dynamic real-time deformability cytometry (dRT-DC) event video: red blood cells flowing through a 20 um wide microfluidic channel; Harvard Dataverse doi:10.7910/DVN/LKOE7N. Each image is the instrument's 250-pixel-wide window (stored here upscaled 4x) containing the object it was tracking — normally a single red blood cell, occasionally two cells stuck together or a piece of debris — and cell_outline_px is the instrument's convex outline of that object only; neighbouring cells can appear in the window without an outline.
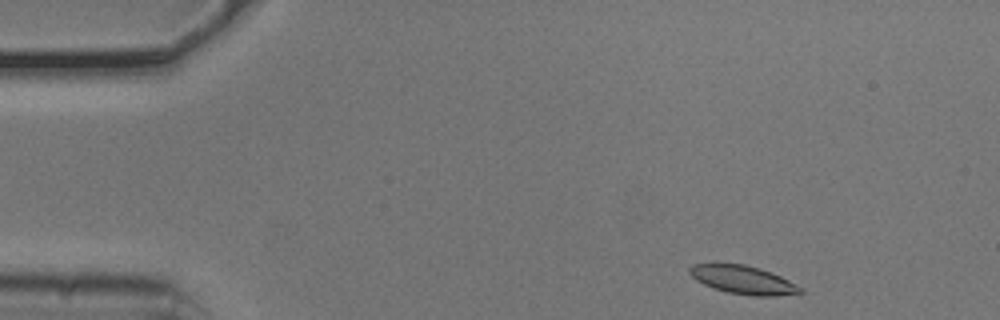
{"species": "common noctule bat (a hibernating species)", "species_latin": "Nyctalus noctula", "temperature_condition": "cold", "stored_images_in_passage": 48, "camera_frame_rate_fps": 3000, "um_per_image_px": 0.085, "animal": {"sex": "male", "body_mass_g": 20.5, "forearm_length_mm": 52.5}, "frame": {"image": 1, "passage_image": 1, "time_ms": 0.0, "image_size_px": [1000, 320], "cell_outline_px": [[804, 292], [776, 296], [752, 296], [728, 292], [712, 288], [696, 280], [688, 272], [688, 268], [692, 264], [744, 264], [760, 268], [772, 272], [804, 288]], "centroid_in_image_um": [63.18, 23.79], "position_along_channel_um": 21.8, "area_um2": 18.32}}
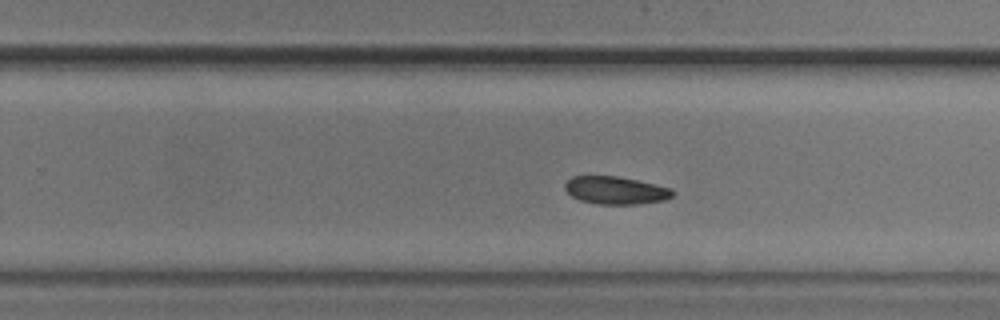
{"frame": {"image": 2, "passage_image": 28, "time_ms": 9.0, "image_size_px": [1000, 320], "cell_outline_px": [[676, 192], [672, 196], [664, 200], [636, 204], [596, 204], [580, 200], [572, 196], [564, 188], [564, 184], [572, 176], [616, 176], [636, 180], [672, 188]], "centroid_in_image_um": [52.33, 16.18], "position_along_channel_um": 277.5, "area_um2": 17.34}}
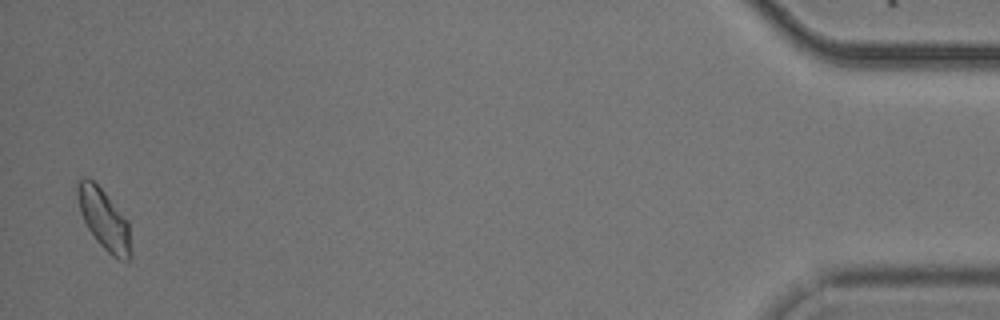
{"frame": {"image": 3, "passage_image": 47, "time_ms": 15.333, "image_size_px": [1000, 320], "cell_outline_px": [[132, 256], [128, 260], [120, 260], [112, 256], [96, 240], [88, 228], [80, 212], [76, 196], [76, 180], [84, 176], [88, 176], [104, 192], [128, 220], [132, 252]], "centroid_in_image_um": [8.83, 18.63], "position_along_channel_um": 426.4, "area_um2": 19.02}, "authors_computed_cell_mechanics": {"area_um2": 18.3226, "velocity_mm_per_s": 3.7427, "shape_relaxation_time_tau1_ms": 5.2459, "shape_relaxation_time_tau2_ms": 9.0181, "deformation_change_tau1": 0.1084, "deformation_change_tau2": 0.1248}}